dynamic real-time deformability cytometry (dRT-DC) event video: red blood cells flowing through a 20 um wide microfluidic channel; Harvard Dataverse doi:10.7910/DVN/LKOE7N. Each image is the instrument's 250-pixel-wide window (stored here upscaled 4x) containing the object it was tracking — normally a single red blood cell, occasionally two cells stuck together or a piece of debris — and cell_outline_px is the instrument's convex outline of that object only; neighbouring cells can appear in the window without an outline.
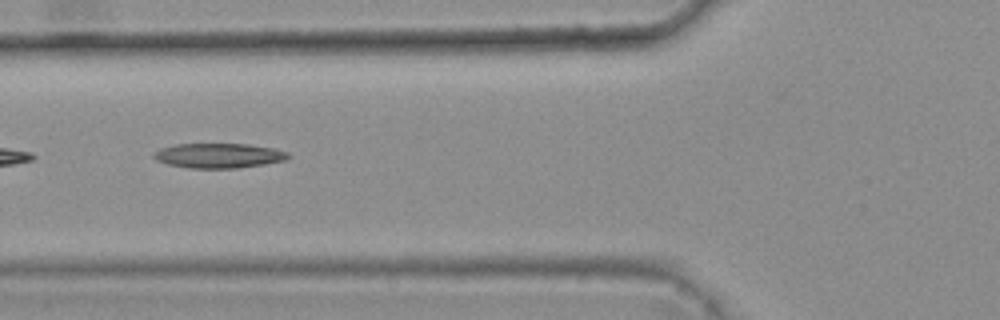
{"species": "common noctule bat (a hibernating species)", "species_latin": "Nyctalus noctula", "temperature_condition": "warm", "stored_images_in_passage": 3, "camera_frame_rate_fps": 3000, "um_per_image_px": 0.085, "animal": {"sex": "female", "body_mass_g": 25.1}, "frame": {"image": 1, "passage_image": 3, "time_ms": 0.667, "image_size_px": [1000, 320], "cell_outline_px": [[292, 156], [284, 160], [264, 164], [236, 168], [188, 168], [168, 164], [156, 160], [152, 156], [160, 148], [176, 144], [248, 144], [272, 148], [288, 152]], "centroid_in_image_um": [18.59, 13.23], "position_along_channel_um": 107.2, "area_um2": 19.31}}